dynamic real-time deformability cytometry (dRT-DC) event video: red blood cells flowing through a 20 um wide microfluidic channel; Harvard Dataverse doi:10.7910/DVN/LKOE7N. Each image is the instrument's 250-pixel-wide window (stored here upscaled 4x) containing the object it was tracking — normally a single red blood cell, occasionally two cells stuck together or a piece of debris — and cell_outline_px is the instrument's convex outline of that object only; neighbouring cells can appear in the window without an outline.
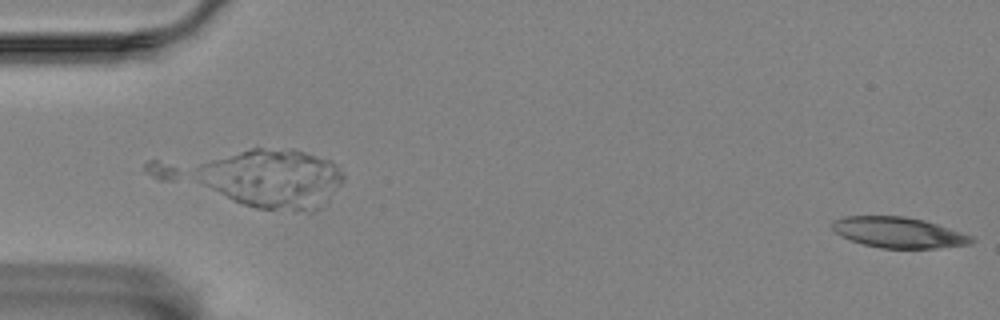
{"species": "Egyptian fruit bat (a non-hibernating species)", "species_latin": "Rousettus aegyptiacus", "temperature_condition": "room temperature", "stored_images_in_passage": 15, "camera_frame_rate_fps": 3000, "um_per_image_px": 0.085, "animal": {"sex": "female"}, "frame": {"image": 1, "passage_image": 1, "time_ms": 0.0, "image_size_px": [1000, 320], "cell_outline_px": [[976, 240], [972, 244], [936, 248], [880, 248], [864, 244], [852, 240], [836, 232], [832, 228], [832, 224], [836, 220], [844, 216], [904, 216], [924, 220], [972, 236]], "centroid_in_image_um": [76.42, 19.76], "position_along_channel_um": 8.6, "area_um2": 24.57}}
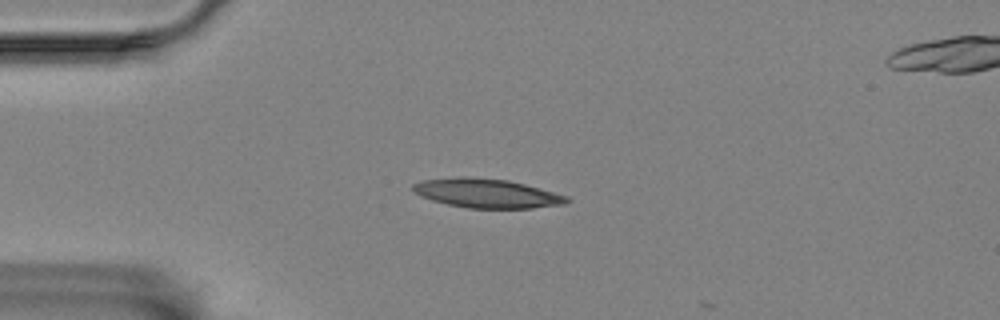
{"frame": {"image": 2, "passage_image": 14, "time_ms": 4.333, "image_size_px": [1000, 320], "cell_outline_px": [[572, 200], [564, 204], [532, 208], [468, 208], [448, 204], [432, 200], [420, 196], [412, 188], [412, 184], [420, 180], [508, 180], [524, 184], [568, 196]], "centroid_in_image_um": [41.47, 16.49], "position_along_channel_um": 43.5, "area_um2": 24.74}}